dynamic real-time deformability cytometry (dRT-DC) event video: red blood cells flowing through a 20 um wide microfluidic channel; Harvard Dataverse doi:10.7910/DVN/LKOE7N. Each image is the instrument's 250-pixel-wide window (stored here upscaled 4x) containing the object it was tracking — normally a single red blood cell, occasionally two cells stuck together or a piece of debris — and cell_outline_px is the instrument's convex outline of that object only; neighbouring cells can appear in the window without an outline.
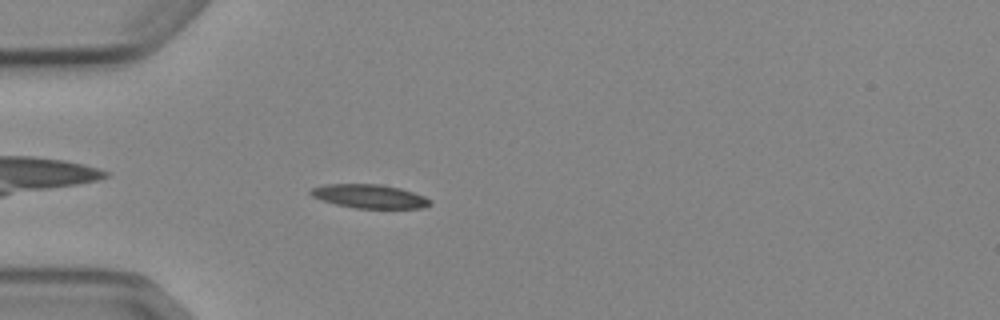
{"species": "Egyptian fruit bat (a non-hibernating species)", "species_latin": "Rousettus aegyptiacus", "temperature_condition": "cold", "stored_images_in_passage": 1, "camera_frame_rate_fps": 3000, "um_per_image_px": 0.085, "animal": {"sex": "female"}, "frame": {"image": 1, "passage_image": 1, "time_ms": 0.0, "image_size_px": [1000, 320], "cell_outline_px": [[432, 204], [420, 208], [356, 208], [336, 204], [312, 196], [308, 192], [312, 188], [324, 184], [380, 184], [400, 188], [424, 196], [432, 200]], "centroid_in_image_um": [31.42, 16.68], "position_along_channel_um": 53.6, "area_um2": 16.42}}